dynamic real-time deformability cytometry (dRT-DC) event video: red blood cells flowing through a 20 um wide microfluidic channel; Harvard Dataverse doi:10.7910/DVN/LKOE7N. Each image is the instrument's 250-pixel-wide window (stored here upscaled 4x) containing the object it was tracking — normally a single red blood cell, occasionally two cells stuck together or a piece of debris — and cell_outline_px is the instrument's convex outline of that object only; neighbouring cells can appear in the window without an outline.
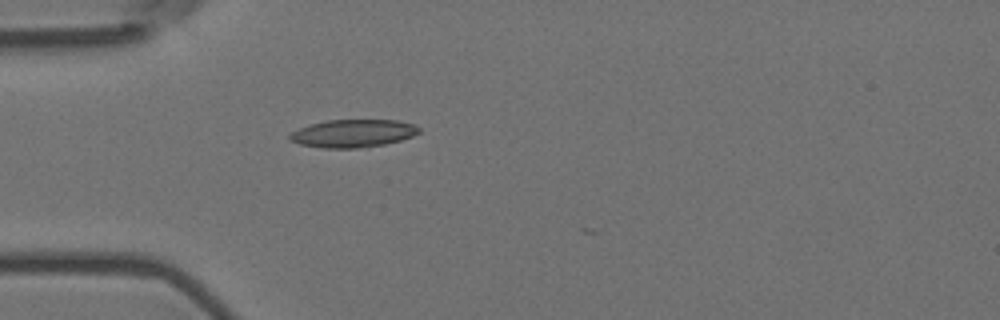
{"species": "Egyptian fruit bat (a non-hibernating species)", "species_latin": "Rousettus aegyptiacus", "temperature_condition": "room temperature", "stored_images_in_passage": 6, "camera_frame_rate_fps": 3000, "um_per_image_px": 0.085, "animal": {"sex": "female"}, "frame": {"image": 1, "passage_image": 6, "time_ms": 1.667, "image_size_px": [1000, 320], "cell_outline_px": [[420, 132], [412, 136], [400, 140], [384, 144], [356, 148], [324, 148], [300, 144], [288, 140], [288, 136], [292, 132], [308, 124], [328, 120], [396, 120], [416, 124], [420, 128]], "centroid_in_image_um": [30.0, 11.33], "position_along_channel_um": 55.0, "area_um2": 20.98}}